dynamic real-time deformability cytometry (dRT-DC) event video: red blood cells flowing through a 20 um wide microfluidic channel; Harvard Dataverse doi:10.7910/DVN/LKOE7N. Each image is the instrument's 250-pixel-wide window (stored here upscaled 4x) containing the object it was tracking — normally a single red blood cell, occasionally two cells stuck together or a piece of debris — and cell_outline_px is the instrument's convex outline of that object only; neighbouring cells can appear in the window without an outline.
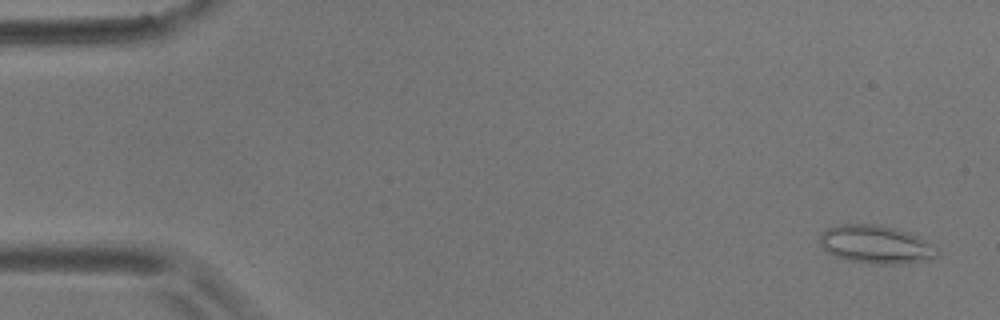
{"species": "common noctule bat (a hibernating species)", "species_latin": "Nyctalus noctula", "temperature_condition": "room temperature", "stored_images_in_passage": 6, "camera_frame_rate_fps": 3000, "um_per_image_px": 0.085, "animal": {"sex": "male", "body_mass_g": 17.9}, "frame": {"image": 1, "passage_image": 1, "time_ms": 0.0, "image_size_px": [1000, 320], "cell_outline_px": [[936, 256], [928, 260], [900, 264], [872, 264], [848, 260], [836, 256], [828, 252], [820, 244], [820, 236], [828, 228], [840, 224], [876, 224], [896, 228], [908, 232], [924, 240], [936, 248]], "centroid_in_image_um": [74.43, 20.78], "position_along_channel_um": 10.6, "area_um2": 25.84}}